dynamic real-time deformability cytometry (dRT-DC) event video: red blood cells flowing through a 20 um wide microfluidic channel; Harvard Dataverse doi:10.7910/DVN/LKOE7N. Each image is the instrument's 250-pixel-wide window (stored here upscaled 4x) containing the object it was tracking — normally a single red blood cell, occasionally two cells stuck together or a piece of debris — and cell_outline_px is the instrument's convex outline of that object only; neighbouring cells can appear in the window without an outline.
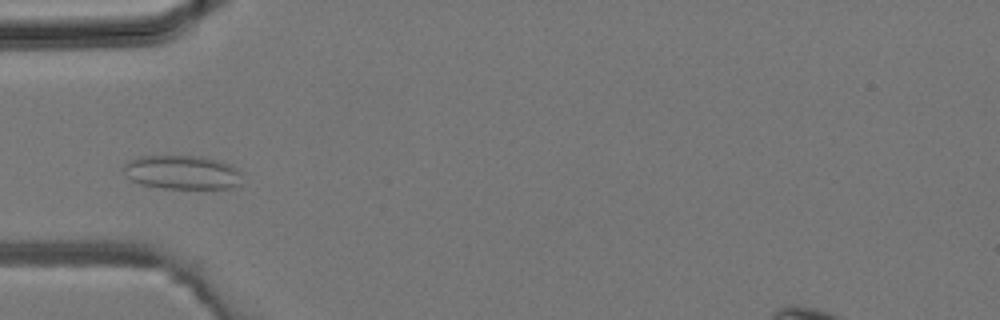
{"species": "common noctule bat (a hibernating species)", "species_latin": "Nyctalus noctula", "temperature_condition": "room temperature", "stored_images_in_passage": 1, "camera_frame_rate_fps": 3000, "um_per_image_px": 0.085, "animal": {"sex": "male", "body_mass_g": 19.2, "forearm_length_mm": 51.8}, "frame": {"image": 1, "passage_image": 1, "time_ms": 0.0, "image_size_px": [1000, 320], "cell_outline_px": [[240, 184], [232, 188], [164, 188], [140, 184], [132, 180], [120, 168], [124, 164], [140, 156], [204, 156], [220, 160], [236, 168], [240, 172]], "centroid_in_image_um": [15.48, 14.64], "position_along_channel_um": 69.5, "area_um2": 23.41}}